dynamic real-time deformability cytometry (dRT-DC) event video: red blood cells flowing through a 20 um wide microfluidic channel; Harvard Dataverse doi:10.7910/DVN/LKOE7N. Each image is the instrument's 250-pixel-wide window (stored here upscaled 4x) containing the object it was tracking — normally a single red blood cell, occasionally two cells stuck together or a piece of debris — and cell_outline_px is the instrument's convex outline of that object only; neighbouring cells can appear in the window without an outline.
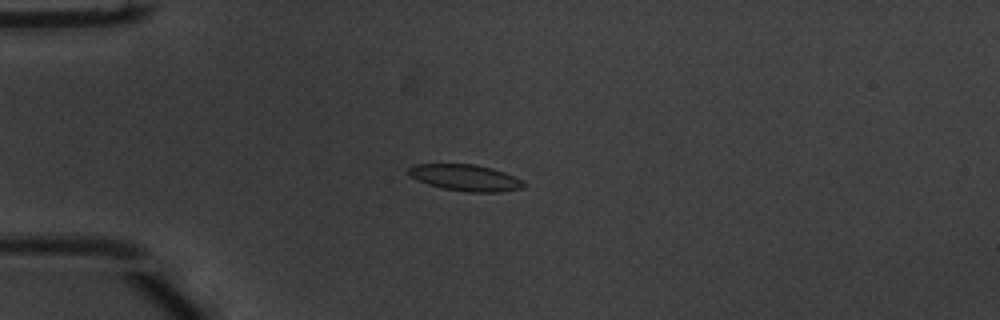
{"species": "common noctule bat (a hibernating species)", "species_latin": "Nyctalus noctula", "temperature_condition": "warm", "stored_images_in_passage": 53, "camera_frame_rate_fps": 3000, "um_per_image_px": 0.085, "animal": {"sex": "male", "body_mass_g": 20.1, "forearm_length_mm": 53.5}, "frame": {"image": 1, "passage_image": 15, "time_ms": 4.667, "image_size_px": [1000, 320], "cell_outline_px": [[528, 184], [524, 188], [500, 192], [468, 192], [444, 188], [428, 184], [416, 180], [408, 172], [408, 168], [412, 164], [472, 164], [492, 168], [504, 172]], "centroid_in_image_um": [39.57, 15.1], "position_along_channel_um": 45.4, "area_um2": 17.63}}
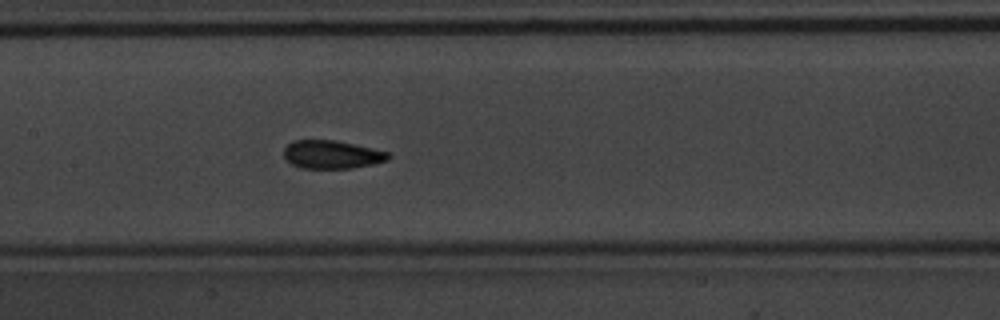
{"frame": {"image": 2, "passage_image": 27, "time_ms": 8.667, "image_size_px": [1000, 320], "cell_outline_px": [[392, 156], [388, 160], [372, 164], [352, 168], [300, 168], [292, 164], [284, 156], [284, 148], [292, 140], [336, 140], [372, 148], [388, 152]], "centroid_in_image_um": [28.21, 13.13], "position_along_channel_um": 179.2, "area_um2": 17.17}}
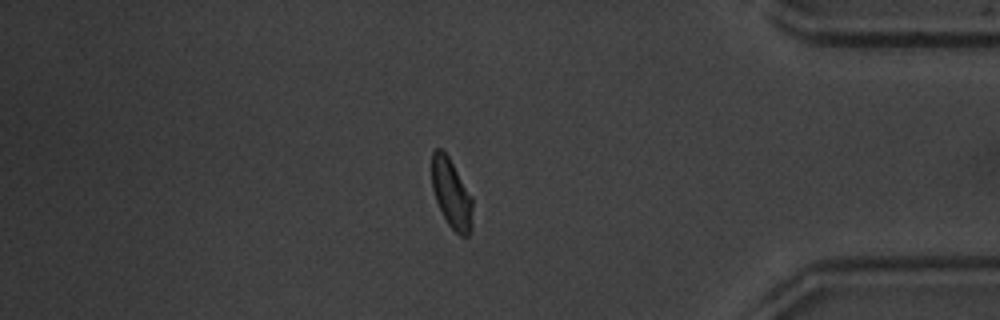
{"frame": {"image": 3, "passage_image": 46, "time_ms": 15.0, "image_size_px": [1000, 320], "cell_outline_px": [[472, 232], [468, 236], [460, 236], [448, 224], [436, 200], [432, 188], [432, 152], [436, 148], [440, 148], [448, 156], [472, 196]], "centroid_in_image_um": [38.39, 16.48], "position_along_channel_um": 396.8, "area_um2": 16.42}, "authors_computed_cell_mechanics": {"area_um2": 17.1666, "velocity_mm_per_s": 3.8748, "shape_relaxation_time_tau1_ms": 2.7541, "shape_relaxation_time_tau2_ms": 1.1009, "deformation_change_tau1": 0.114, "deformation_change_tau2": 0.0639}}